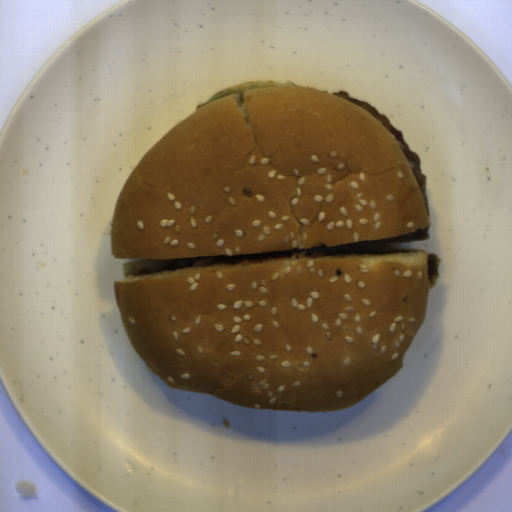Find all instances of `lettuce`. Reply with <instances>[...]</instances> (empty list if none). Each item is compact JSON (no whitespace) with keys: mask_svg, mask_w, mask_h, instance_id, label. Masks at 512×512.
<instances>
[{"mask_svg":"<svg viewBox=\"0 0 512 512\" xmlns=\"http://www.w3.org/2000/svg\"><path fill=\"white\" fill-rule=\"evenodd\" d=\"M271 86H297L295 82L287 81V82H278V81H271V82H265V83H258V84H252V85H245V86H239L221 93H217L213 97H211L205 104H208L214 100L220 99L222 97L231 95V94H237V93H243L250 90H254L261 87H271ZM203 104V105H205Z\"/></svg>","mask_w":512,"mask_h":512,"instance_id":"9fb2a089","label":"lettuce"}]
</instances>
